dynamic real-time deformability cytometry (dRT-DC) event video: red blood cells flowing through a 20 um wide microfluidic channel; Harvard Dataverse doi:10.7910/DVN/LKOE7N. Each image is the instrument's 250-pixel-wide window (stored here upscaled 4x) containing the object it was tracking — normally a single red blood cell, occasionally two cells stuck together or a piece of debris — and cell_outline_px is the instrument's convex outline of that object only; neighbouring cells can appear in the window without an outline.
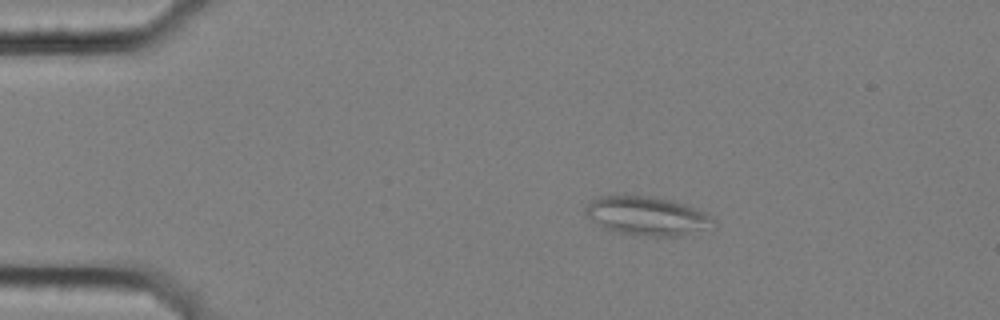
{"species": "common noctule bat (a hibernating species)", "species_latin": "Nyctalus noctula", "temperature_condition": "cold", "stored_images_in_passage": 19, "camera_frame_rate_fps": 3000, "um_per_image_px": 0.085, "animal": {"sex": "female", "body_mass_g": 25.1}, "frame": {"image": 1, "passage_image": 1, "time_ms": 0.0, "image_size_px": [1000, 320], "cell_outline_px": [[716, 224], [680, 236], [648, 236], [616, 232], [604, 228], [588, 216], [584, 212], [584, 208], [592, 200], [600, 196], [624, 192], [652, 196], [672, 200], [696, 208], [704, 212]], "centroid_in_image_um": [54.91, 18.3], "position_along_channel_um": 30.1, "area_um2": 29.13}}
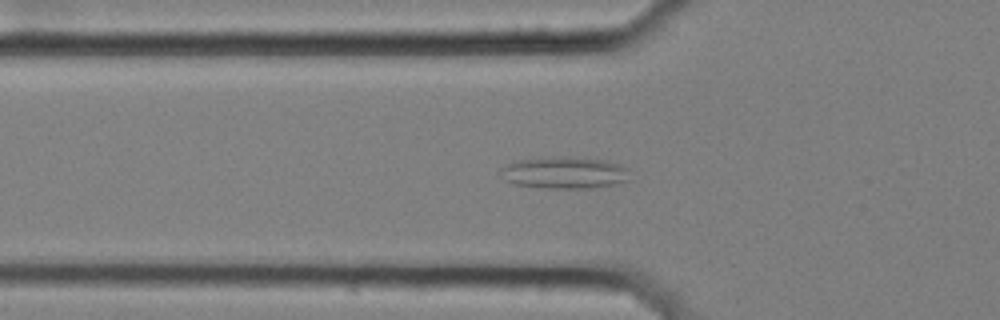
{"frame": {"image": 2, "passage_image": 10, "time_ms": 3.0, "image_size_px": [1000, 320], "cell_outline_px": [[628, 180], [616, 184], [592, 188], [544, 188], [516, 184], [504, 180], [500, 172], [500, 168], [508, 164], [520, 160], [560, 156], [600, 160], [620, 164], [628, 168]], "centroid_in_image_um": [47.98, 14.69], "position_along_channel_um": 77.8, "area_um2": 23.76}}
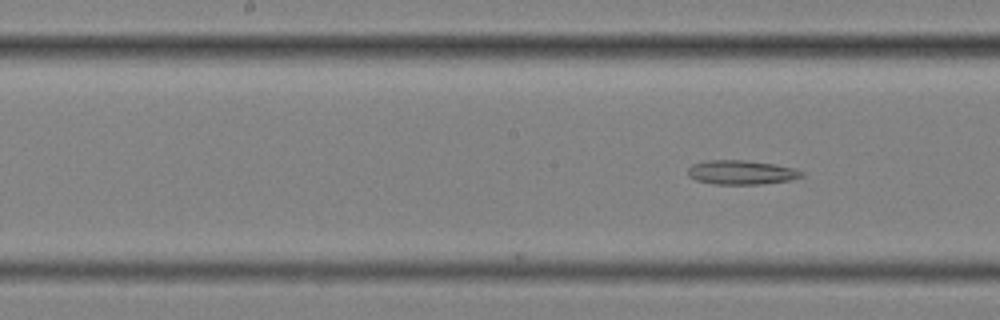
{"frame": {"image": 3, "passage_image": 19, "time_ms": 6.0, "image_size_px": [1000, 320], "cell_outline_px": [[804, 176], [792, 180], [760, 184], [716, 184], [696, 180], [688, 176], [688, 168], [692, 164], [704, 160], [744, 160], [776, 164], [792, 168], [804, 172]], "centroid_in_image_um": [63.01, 14.65], "position_along_channel_um": 185.2, "area_um2": 16.13}}